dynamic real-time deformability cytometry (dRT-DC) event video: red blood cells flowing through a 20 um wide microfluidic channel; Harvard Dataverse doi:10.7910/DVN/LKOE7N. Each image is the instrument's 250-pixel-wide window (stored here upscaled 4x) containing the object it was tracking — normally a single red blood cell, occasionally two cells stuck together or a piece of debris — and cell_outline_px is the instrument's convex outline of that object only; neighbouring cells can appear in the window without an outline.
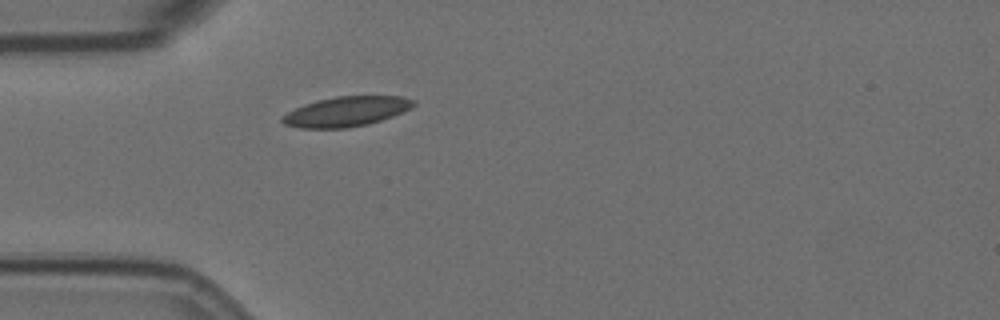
{"species": "Egyptian fruit bat (a non-hibernating species)", "species_latin": "Rousettus aegyptiacus", "temperature_condition": "room temperature", "stored_images_in_passage": 35, "camera_frame_rate_fps": 3000, "um_per_image_px": 0.085, "animal": {"sex": "female"}, "frame": {"image": 1, "passage_image": 1, "time_ms": 0.0, "image_size_px": [1000, 320], "cell_outline_px": [[416, 104], [412, 108], [404, 112], [368, 124], [344, 128], [300, 128], [284, 124], [280, 120], [280, 116], [304, 104], [336, 96], [404, 96], [416, 100]], "centroid_in_image_um": [29.46, 9.47], "position_along_channel_um": 55.5, "area_um2": 22.89}}
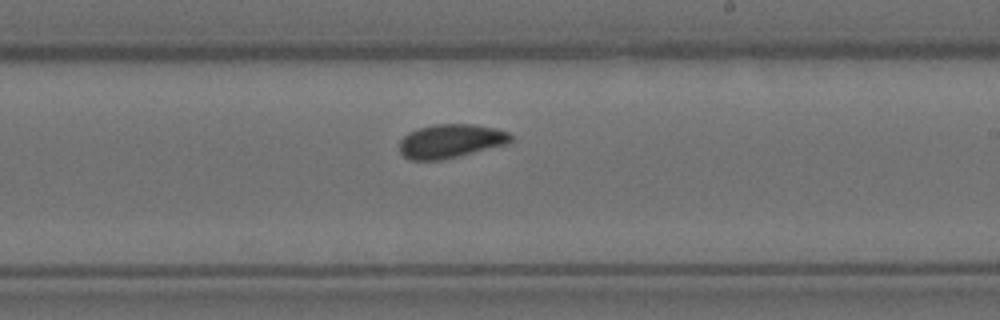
{"frame": {"image": 2, "passage_image": 18, "time_ms": 5.667, "image_size_px": [1000, 320], "cell_outline_px": [[512, 140], [508, 144], [440, 160], [412, 160], [404, 156], [400, 152], [400, 140], [408, 132], [420, 128], [436, 124], [476, 124], [496, 128], [508, 132], [512, 136]], "centroid_in_image_um": [38.32, 11.98], "position_along_channel_um": 250.7, "area_um2": 21.85}}
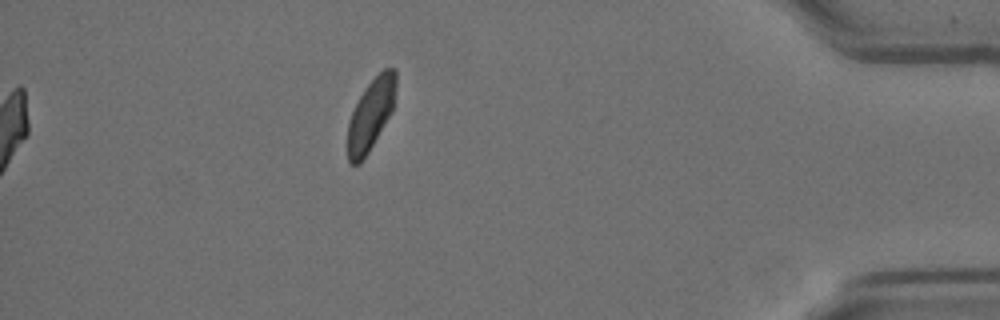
{"frame": {"image": 3, "passage_image": 35, "time_ms": 11.333, "image_size_px": [1000, 320], "cell_outline_px": [[396, 88], [392, 112], [368, 152], [360, 164], [352, 164], [348, 160], [348, 124], [352, 112], [364, 88], [384, 68], [396, 68]], "centroid_in_image_um": [31.53, 9.72], "position_along_channel_um": 403.7, "area_um2": 19.83}, "authors_computed_cell_mechanics": {"area_um2": 21.8484, "velocity_mm_per_s": 3.5377, "shape_relaxation_time_tau1_ms": 5.1913, "shape_relaxation_time_tau2_ms": 1.1511, "deformation_change_tau1": 0.1073, "deformation_change_tau2": 0.0591}}